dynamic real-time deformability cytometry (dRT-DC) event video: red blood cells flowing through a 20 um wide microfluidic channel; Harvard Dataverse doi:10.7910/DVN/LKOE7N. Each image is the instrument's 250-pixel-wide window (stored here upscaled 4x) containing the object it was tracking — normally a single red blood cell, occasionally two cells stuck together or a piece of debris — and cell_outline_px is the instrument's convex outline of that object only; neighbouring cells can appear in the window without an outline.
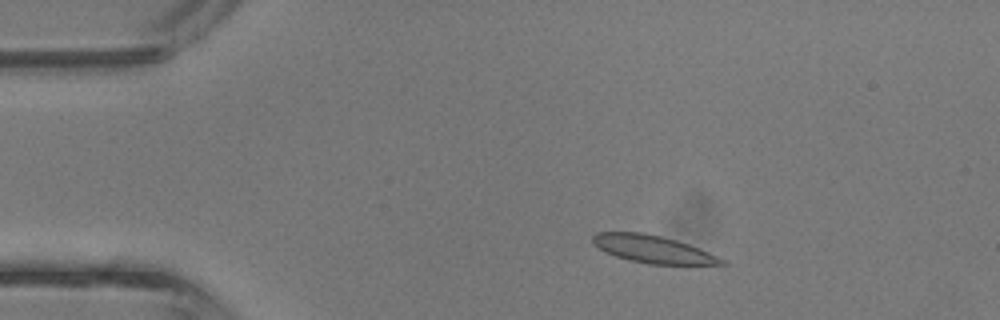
{"species": "common noctule bat (a hibernating species)", "species_latin": "Nyctalus noctula", "temperature_condition": "room temperature", "stored_images_in_passage": 37, "camera_frame_rate_fps": 3000, "um_per_image_px": 0.085, "animal": {"sex": "male", "body_mass_g": 13.3}, "frame": {"image": 1, "passage_image": 2, "time_ms": 0.333, "image_size_px": [1000, 320], "cell_outline_px": [[728, 264], [648, 264], [628, 260], [604, 252], [592, 244], [592, 236], [596, 232], [644, 232], [676, 240], [700, 248], [724, 260]], "centroid_in_image_um": [55.42, 21.17], "position_along_channel_um": 29.6, "area_um2": 20.63}}
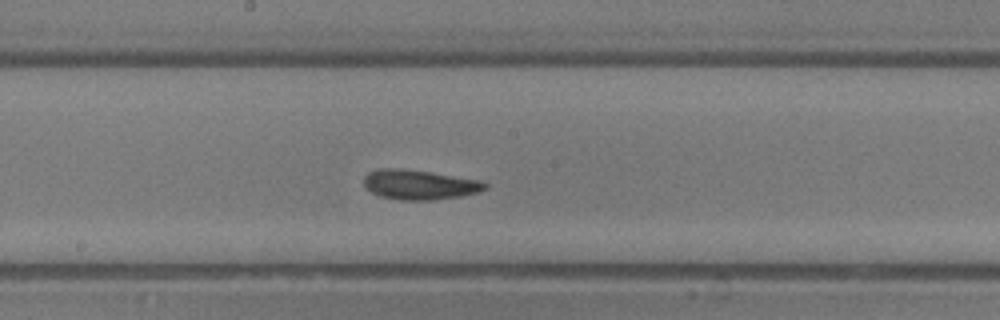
{"frame": {"image": 2, "passage_image": 17, "time_ms": 5.333, "image_size_px": [1000, 320], "cell_outline_px": [[488, 188], [480, 192], [460, 196], [432, 200], [400, 200], [380, 196], [364, 188], [364, 176], [368, 172], [380, 168], [400, 168], [432, 172], [480, 180], [488, 184]], "centroid_in_image_um": [35.65, 15.69], "position_along_channel_um": 212.5, "area_um2": 21.21}}
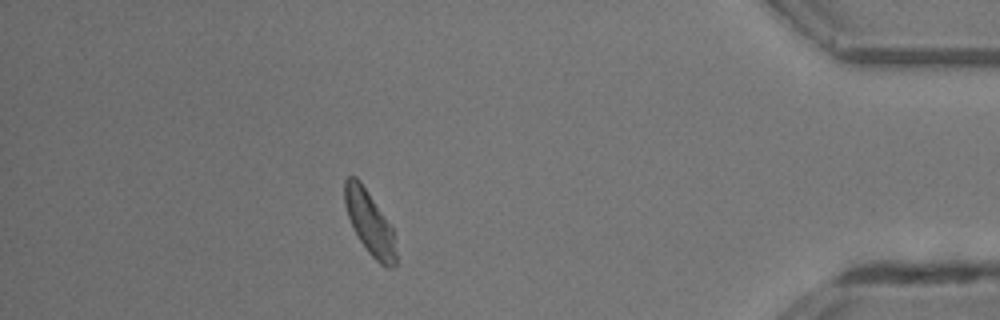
{"frame": {"image": 3, "passage_image": 32, "time_ms": 10.333, "image_size_px": [1000, 320], "cell_outline_px": [[396, 264], [392, 268], [384, 268], [368, 252], [352, 228], [344, 204], [344, 180], [348, 176], [356, 176], [360, 180], [392, 228], [396, 252]], "centroid_in_image_um": [31.39, 18.94], "position_along_channel_um": 403.8, "area_um2": 18.9}, "authors_computed_cell_mechanics": {"area_um2": 20.3456, "velocity_mm_per_s": 4.7877, "shape_relaxation_time_tau1_ms": 3.0617, "shape_relaxation_time_tau2_ms": 1.9403, "deformation_change_tau1": 0.1272, "deformation_change_tau2": 0.0537}}